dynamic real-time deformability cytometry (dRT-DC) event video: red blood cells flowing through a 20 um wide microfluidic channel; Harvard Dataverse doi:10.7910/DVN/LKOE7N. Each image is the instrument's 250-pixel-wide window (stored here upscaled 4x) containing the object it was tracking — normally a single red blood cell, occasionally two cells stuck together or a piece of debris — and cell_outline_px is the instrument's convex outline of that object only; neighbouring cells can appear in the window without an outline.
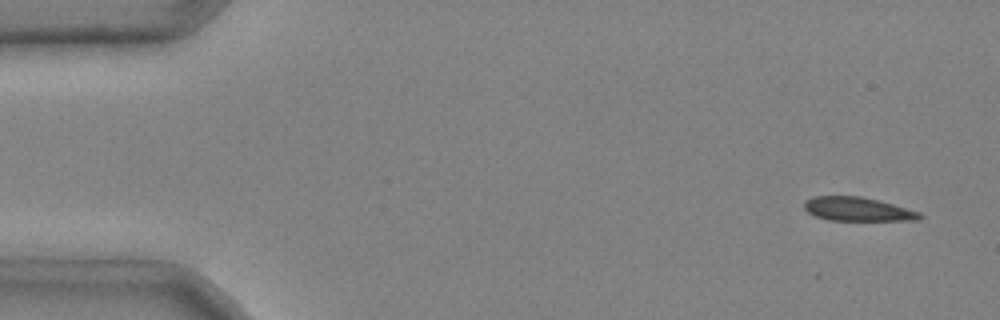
{"species": "common noctule bat (a hibernating species)", "species_latin": "Nyctalus noctula", "temperature_condition": "cold", "stored_images_in_passage": 3, "camera_frame_rate_fps": 3000, "um_per_image_px": 0.085, "animal": {"sex": "male", "body_mass_g": 20.4}, "frame": {"image": 1, "passage_image": 1, "time_ms": 0.0, "image_size_px": [1000, 320], "cell_outline_px": [[924, 216], [920, 220], [828, 220], [816, 216], [808, 212], [804, 208], [804, 200], [812, 196], [860, 196], [892, 204], [920, 212]], "centroid_in_image_um": [72.87, 17.78], "position_along_channel_um": 12.1, "area_um2": 15.95}}